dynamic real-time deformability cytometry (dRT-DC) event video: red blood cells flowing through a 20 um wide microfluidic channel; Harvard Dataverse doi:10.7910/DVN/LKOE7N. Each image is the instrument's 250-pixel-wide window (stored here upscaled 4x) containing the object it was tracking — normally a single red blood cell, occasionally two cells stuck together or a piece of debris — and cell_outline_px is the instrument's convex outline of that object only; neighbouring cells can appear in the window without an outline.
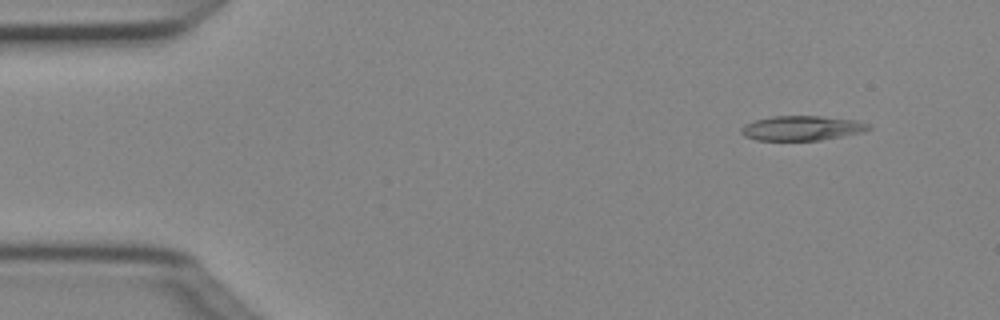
{"species": "Egyptian fruit bat (a non-hibernating species)", "species_latin": "Rousettus aegyptiacus", "temperature_condition": "cold", "stored_images_in_passage": 4, "camera_frame_rate_fps": 3000, "um_per_image_px": 0.085, "animal": {"sex": "female"}, "frame": {"image": 1, "passage_image": 2, "time_ms": 0.333, "image_size_px": [1000, 320], "cell_outline_px": [[872, 128], [860, 132], [820, 140], [756, 140], [744, 136], [740, 132], [740, 128], [744, 124], [756, 120], [772, 116], [824, 116], [856, 120], [872, 124]], "centroid_in_image_um": [68.14, 10.88], "position_along_channel_um": 16.9, "area_um2": 18.32}}
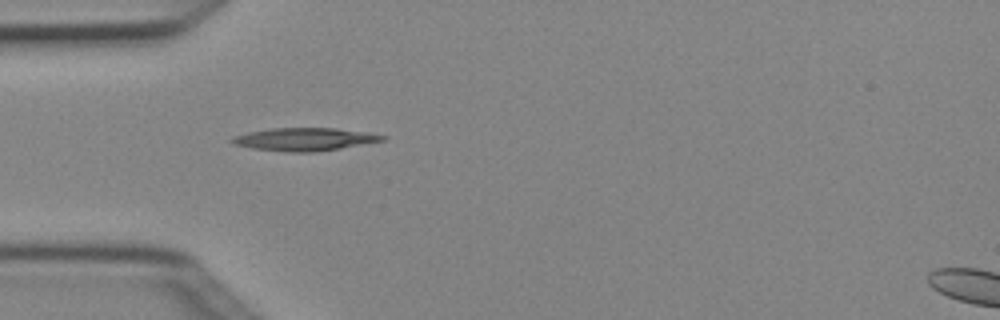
{"frame": {"image": 2, "passage_image": 4, "time_ms": 1.0, "image_size_px": [1000, 320], "cell_outline_px": [[388, 136], [384, 140], [340, 148], [312, 152], [292, 152], [252, 148], [232, 144], [228, 140], [232, 136], [248, 132], [268, 128], [336, 128], [368, 132]], "centroid_in_image_um": [25.84, 11.82], "position_along_channel_um": 59.2, "area_um2": 20.06}}